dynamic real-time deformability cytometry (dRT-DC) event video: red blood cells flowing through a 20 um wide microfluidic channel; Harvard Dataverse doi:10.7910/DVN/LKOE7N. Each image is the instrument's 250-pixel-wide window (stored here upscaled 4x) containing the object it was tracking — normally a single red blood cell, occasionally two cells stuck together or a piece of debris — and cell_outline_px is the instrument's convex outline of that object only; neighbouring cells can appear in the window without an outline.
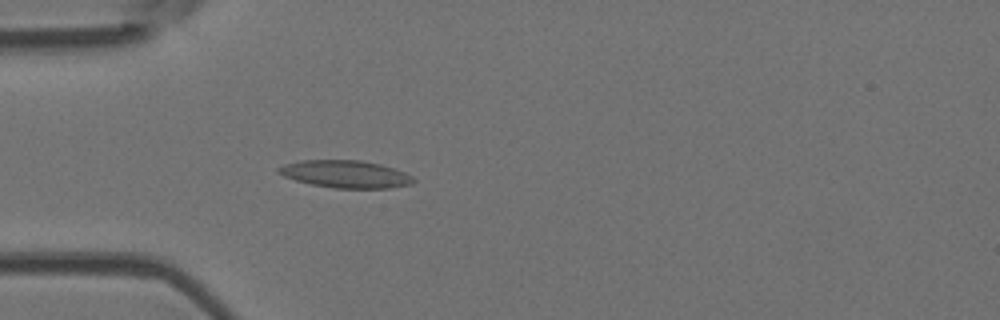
{"species": "Egyptian fruit bat (a non-hibernating species)", "species_latin": "Rousettus aegyptiacus", "temperature_condition": "room temperature", "stored_images_in_passage": 53, "camera_frame_rate_fps": 3000, "um_per_image_px": 0.085, "animal": {"sex": "female"}, "frame": {"image": 1, "passage_image": 16, "time_ms": 5.0, "image_size_px": [1000, 320], "cell_outline_px": [[416, 180], [412, 184], [388, 188], [336, 188], [312, 184], [296, 180], [284, 176], [276, 172], [276, 168], [284, 164], [304, 160], [360, 160], [380, 164], [404, 172], [412, 176]], "centroid_in_image_um": [29.36, 14.79], "position_along_channel_um": 55.6, "area_um2": 21.44}}
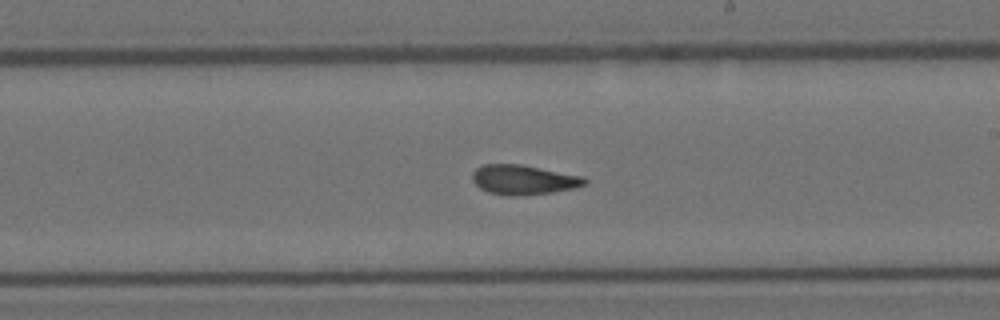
{"frame": {"image": 2, "passage_image": 31, "time_ms": 10.0, "image_size_px": [1000, 320], "cell_outline_px": [[588, 184], [576, 188], [552, 192], [520, 196], [512, 196], [488, 192], [480, 188], [472, 180], [472, 172], [476, 168], [484, 164], [520, 164], [584, 176], [588, 180]], "centroid_in_image_um": [44.53, 15.28], "position_along_channel_um": 244.5, "area_um2": 19.59}}
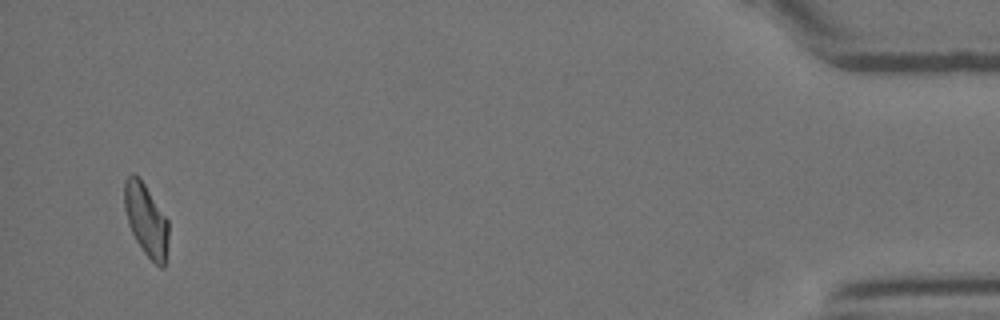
{"frame": {"image": 3, "passage_image": 51, "time_ms": 16.667, "image_size_px": [1000, 320], "cell_outline_px": [[168, 240], [164, 268], [160, 268], [144, 252], [136, 240], [128, 224], [124, 208], [124, 180], [132, 172], [140, 176], [168, 220]], "centroid_in_image_um": [12.41, 18.64], "position_along_channel_um": 422.8, "area_um2": 18.73}, "authors_computed_cell_mechanics": {"area_um2": 19.652, "velocity_mm_per_s": 3.8975, "shape_relaxation_time_tau1_ms": null, "shape_relaxation_time_tau2_ms": 2.5501, "deformation_change_tau1": null, "deformation_change_tau2": 0.0979}}